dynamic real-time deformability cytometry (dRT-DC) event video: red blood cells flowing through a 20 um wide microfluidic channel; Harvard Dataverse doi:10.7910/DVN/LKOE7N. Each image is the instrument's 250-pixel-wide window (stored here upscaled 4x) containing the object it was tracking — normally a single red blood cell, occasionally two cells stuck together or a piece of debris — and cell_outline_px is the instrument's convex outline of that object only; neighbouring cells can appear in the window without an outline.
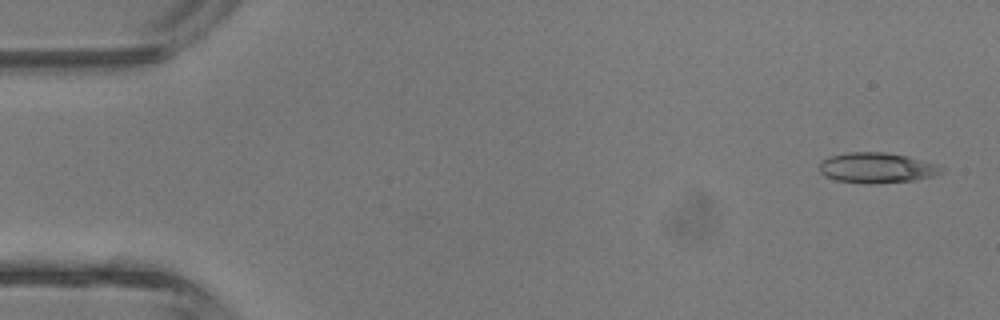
{"species": "common noctule bat (a hibernating species)", "species_latin": "Nyctalus noctula", "temperature_condition": "room temperature", "stored_images_in_passage": 5, "segment_of_instrument_passage": [2, 2], "camera_frame_rate_fps": 3000, "um_per_image_px": 0.085, "animal": {"sex": "male", "body_mass_g": 13.3}, "frame": {"image": 1, "passage_image": 5, "time_ms": 4.667, "image_size_px": [1000, 320], "cell_outline_px": [[948, 168], [932, 176], [912, 180], [868, 184], [836, 180], [824, 176], [820, 172], [820, 164], [828, 156], [844, 152], [884, 152], [908, 156], [936, 164]], "centroid_in_image_um": [74.51, 14.25], "position_along_channel_um": 10.5, "area_um2": 21.56}}